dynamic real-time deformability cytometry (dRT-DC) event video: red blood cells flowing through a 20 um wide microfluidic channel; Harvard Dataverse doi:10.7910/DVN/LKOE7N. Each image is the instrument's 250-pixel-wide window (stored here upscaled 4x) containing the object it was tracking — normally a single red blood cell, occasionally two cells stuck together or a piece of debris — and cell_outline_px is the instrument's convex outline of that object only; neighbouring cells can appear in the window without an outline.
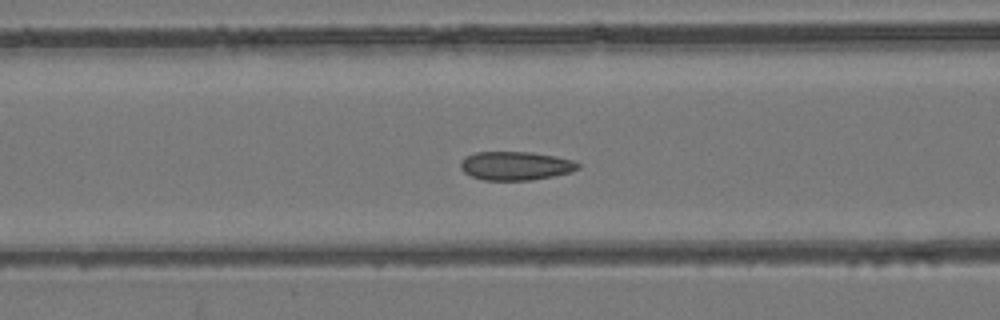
{"species": "common noctule bat (a hibernating species)", "species_latin": "Nyctalus noctula", "temperature_condition": "room temperature", "stored_images_in_passage": 43, "camera_frame_rate_fps": 3000, "um_per_image_px": 0.085, "animal": {"sex": "female", "body_mass_g": 24.6, "forearm_length_mm": 56.2}, "frame": {"image": 1, "passage_image": 11, "time_ms": 3.333, "image_size_px": [1000, 320], "cell_outline_px": [[580, 168], [572, 172], [552, 176], [528, 180], [484, 180], [472, 176], [464, 172], [460, 168], [460, 160], [464, 156], [476, 152], [532, 152], [556, 156], [572, 160], [580, 164]], "centroid_in_image_um": [43.81, 14.08], "position_along_channel_um": 122.8, "area_um2": 19.71}}
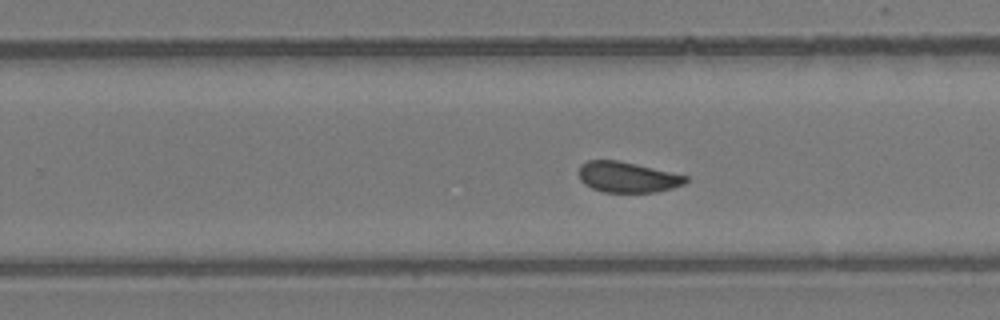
{"frame": {"image": 2, "passage_image": 23, "time_ms": 7.333, "image_size_px": [1000, 320], "cell_outline_px": [[688, 180], [684, 184], [672, 188], [656, 192], [604, 192], [592, 188], [584, 184], [580, 180], [580, 164], [588, 160], [616, 160], [636, 164], [688, 176]], "centroid_in_image_um": [53.33, 15.06], "position_along_channel_um": 276.5, "area_um2": 18.96}}
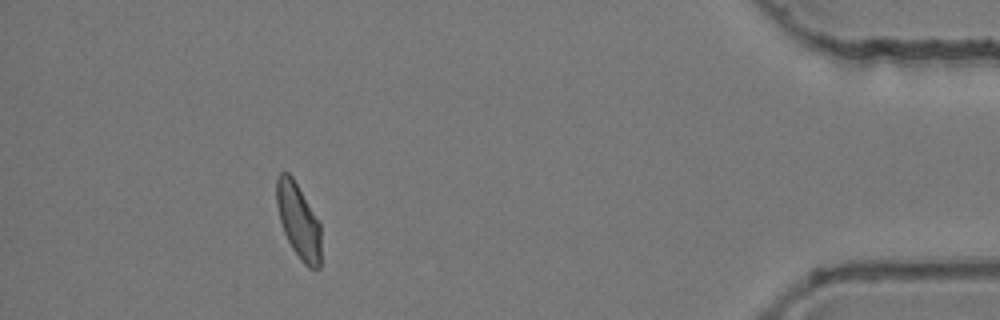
{"frame": {"image": 3, "passage_image": 38, "time_ms": 12.333, "image_size_px": [1000, 320], "cell_outline_px": [[320, 268], [308, 268], [300, 260], [292, 248], [284, 232], [280, 220], [276, 204], [276, 176], [280, 172], [288, 172], [292, 176], [320, 224]], "centroid_in_image_um": [25.35, 18.77], "position_along_channel_um": 409.9, "area_um2": 19.25}, "authors_computed_cell_mechanics": {"area_um2": 19.8832, "velocity_mm_per_s": 3.8455, "shape_relaxation_time_tau1_ms": null, "shape_relaxation_time_tau2_ms": 1.0539, "deformation_change_tau1": null, "deformation_change_tau2": 0.054}}